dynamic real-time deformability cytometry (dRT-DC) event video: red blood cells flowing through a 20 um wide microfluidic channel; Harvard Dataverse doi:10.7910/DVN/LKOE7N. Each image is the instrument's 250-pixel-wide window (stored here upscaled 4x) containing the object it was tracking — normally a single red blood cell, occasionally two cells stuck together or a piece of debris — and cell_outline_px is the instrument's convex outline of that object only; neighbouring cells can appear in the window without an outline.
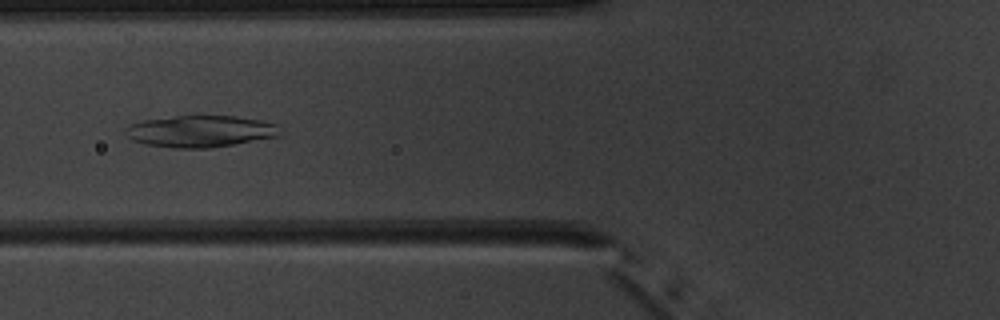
{"species": "common noctule bat (a hibernating species)", "species_latin": "Nyctalus noctula", "temperature_condition": "warm", "stored_images_in_passage": 6, "camera_frame_rate_fps": 3000, "um_per_image_px": 0.085, "animal": {"sex": "male", "body_mass_g": 20.1, "forearm_length_mm": 53.5}, "frame": {"image": 1, "passage_image": 6, "time_ms": 6.667, "image_size_px": [1000, 320], "cell_outline_px": [[284, 132], [280, 136], [208, 148], [176, 148], [144, 144], [132, 140], [124, 132], [124, 128], [132, 124], [144, 120], [176, 116], [236, 116], [260, 120], [276, 124]], "centroid_in_image_um": [17.05, 11.16], "position_along_channel_um": 108.7, "area_um2": 28.5}}